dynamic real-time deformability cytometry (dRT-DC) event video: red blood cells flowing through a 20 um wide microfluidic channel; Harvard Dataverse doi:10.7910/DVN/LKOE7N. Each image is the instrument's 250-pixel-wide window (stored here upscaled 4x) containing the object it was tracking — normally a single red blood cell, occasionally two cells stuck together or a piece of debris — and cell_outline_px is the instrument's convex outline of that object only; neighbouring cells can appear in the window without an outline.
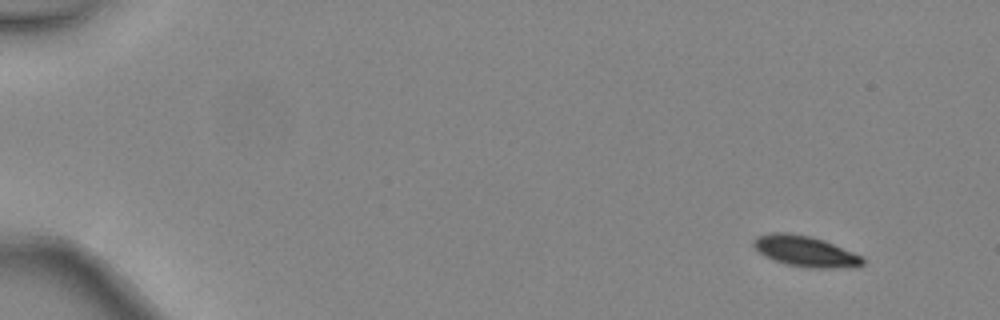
{"species": "common noctule bat (a hibernating species)", "species_latin": "Nyctalus noctula", "temperature_condition": "warm", "stored_images_in_passage": 5, "camera_frame_rate_fps": 3000, "um_per_image_px": 0.085, "animal": {"sex": "female", "body_mass_g": 24.6, "forearm_length_mm": 56.2}, "frame": {"image": 1, "passage_image": 1, "time_ms": 0.0, "image_size_px": [1000, 320], "cell_outline_px": [[864, 264], [852, 268], [808, 268], [784, 264], [772, 260], [764, 256], [752, 244], [752, 240], [756, 236], [772, 232], [788, 232], [808, 236], [824, 240], [864, 256]], "centroid_in_image_um": [68.46, 21.37], "position_along_channel_um": 16.5, "area_um2": 19.94}}
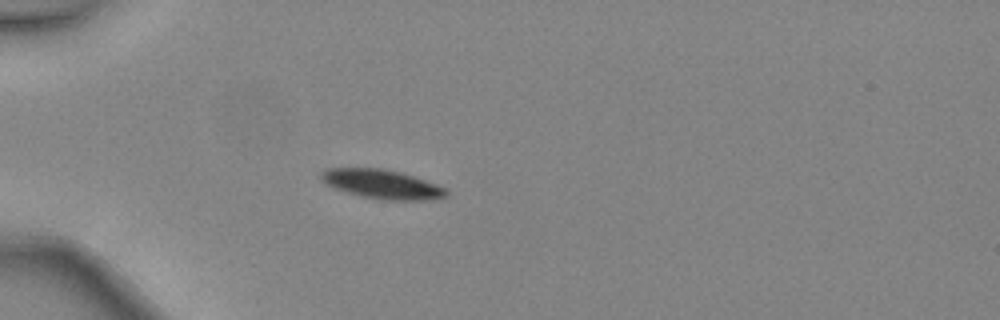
{"frame": {"image": 2, "passage_image": 4, "time_ms": 1.0, "image_size_px": [1000, 320], "cell_outline_px": [[448, 196], [424, 200], [384, 200], [360, 196], [336, 188], [320, 180], [320, 172], [328, 168], [384, 168], [400, 172], [436, 184], [444, 188], [448, 192]], "centroid_in_image_um": [32.45, 15.65], "position_along_channel_um": 52.6, "area_um2": 21.04}}